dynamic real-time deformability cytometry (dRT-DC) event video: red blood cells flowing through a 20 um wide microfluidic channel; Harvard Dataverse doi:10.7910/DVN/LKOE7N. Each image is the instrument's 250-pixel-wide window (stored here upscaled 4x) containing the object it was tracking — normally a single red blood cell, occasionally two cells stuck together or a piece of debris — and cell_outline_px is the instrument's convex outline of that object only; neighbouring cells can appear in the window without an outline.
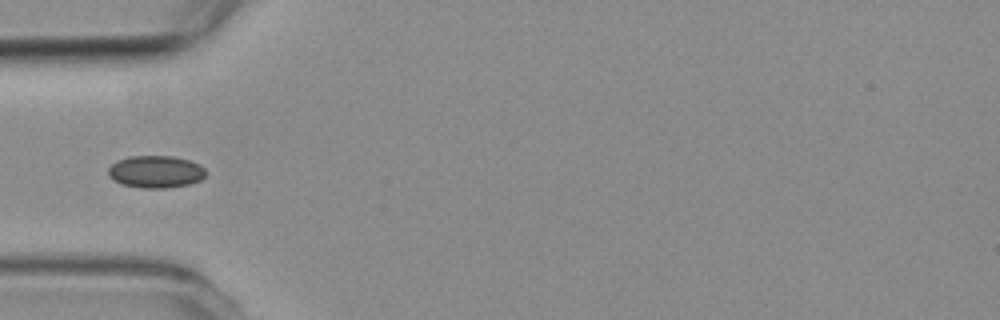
{"species": "common noctule bat (a hibernating species)", "species_latin": "Nyctalus noctula", "temperature_condition": "room temperature", "stored_images_in_passage": 4, "camera_frame_rate_fps": 3000, "um_per_image_px": 0.085, "animal": {"sex": "female", "body_mass_g": 19.3, "forearm_length_mm": 54.1}, "frame": {"image": 1, "passage_image": 4, "time_ms": 4.333, "image_size_px": [1000, 320], "cell_outline_px": [[208, 172], [200, 180], [188, 184], [168, 188], [140, 188], [120, 184], [112, 180], [108, 176], [108, 168], [116, 160], [128, 156], [172, 156], [188, 160], [200, 164]], "centroid_in_image_um": [13.21, 14.6], "position_along_channel_um": 71.8, "area_um2": 18.61}}